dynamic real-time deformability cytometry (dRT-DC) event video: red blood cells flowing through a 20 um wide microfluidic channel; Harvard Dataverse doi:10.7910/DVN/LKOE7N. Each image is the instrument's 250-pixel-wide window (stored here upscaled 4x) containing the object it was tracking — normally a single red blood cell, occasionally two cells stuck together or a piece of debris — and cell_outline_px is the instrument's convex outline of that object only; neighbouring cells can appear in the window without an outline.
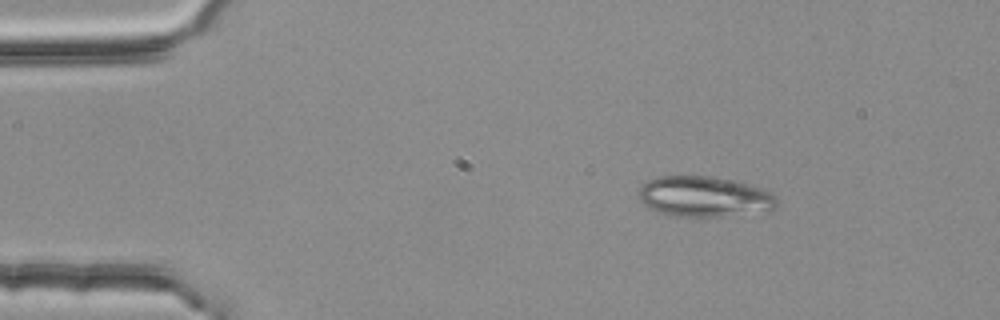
{"species": "common noctule bat (a hibernating species)", "species_latin": "Nyctalus noctula", "temperature_condition": "room temperature", "stored_images_in_passage": 4, "camera_frame_rate_fps": 3000, "um_per_image_px": 0.085, "animal": {"sex": "female", "body_mass_g": 25.1}, "frame": {"image": 1, "passage_image": 1, "time_ms": 0.0, "image_size_px": [1000, 320], "cell_outline_px": [[776, 204], [768, 212], [724, 216], [676, 216], [648, 208], [640, 200], [640, 188], [648, 180], [656, 176], [708, 176], [736, 180], [760, 188], [768, 192], [776, 200]], "centroid_in_image_um": [59.86, 16.71], "position_along_channel_um": 25.1, "area_um2": 32.37}}